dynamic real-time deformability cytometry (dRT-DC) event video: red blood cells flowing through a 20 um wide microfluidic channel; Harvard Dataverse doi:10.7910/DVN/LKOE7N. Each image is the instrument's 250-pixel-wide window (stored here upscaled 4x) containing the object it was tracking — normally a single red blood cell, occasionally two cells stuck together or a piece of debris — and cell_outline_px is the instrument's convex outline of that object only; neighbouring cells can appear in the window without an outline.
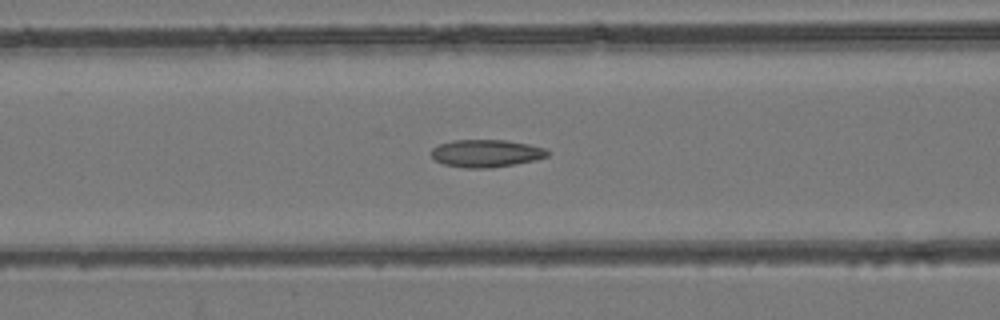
{"species": "common noctule bat (a hibernating species)", "species_latin": "Nyctalus noctula", "temperature_condition": "room temperature", "stored_images_in_passage": 30, "camera_frame_rate_fps": 3000, "um_per_image_px": 0.085, "animal": {"sex": "female", "body_mass_g": 24.6, "forearm_length_mm": 56.2}, "frame": {"image": 1, "passage_image": 13, "time_ms": 4.0, "image_size_px": [1000, 320], "cell_outline_px": [[548, 156], [536, 160], [488, 168], [464, 168], [444, 164], [436, 160], [432, 156], [432, 148], [440, 144], [452, 140], [504, 140], [528, 144], [544, 148], [548, 152]], "centroid_in_image_um": [41.31, 13.03], "position_along_channel_um": 125.3, "area_um2": 18.44}}
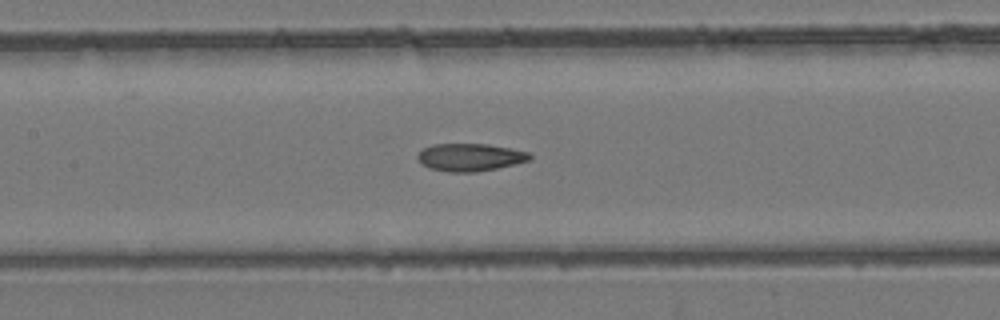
{"frame": {"image": 2, "passage_image": 16, "time_ms": 5.0, "image_size_px": [1000, 320], "cell_outline_px": [[532, 160], [496, 168], [476, 172], [448, 172], [432, 168], [424, 164], [416, 156], [424, 148], [432, 144], [488, 144], [528, 152], [532, 156]], "centroid_in_image_um": [39.98, 13.36], "position_along_channel_um": 167.4, "area_um2": 17.8}}